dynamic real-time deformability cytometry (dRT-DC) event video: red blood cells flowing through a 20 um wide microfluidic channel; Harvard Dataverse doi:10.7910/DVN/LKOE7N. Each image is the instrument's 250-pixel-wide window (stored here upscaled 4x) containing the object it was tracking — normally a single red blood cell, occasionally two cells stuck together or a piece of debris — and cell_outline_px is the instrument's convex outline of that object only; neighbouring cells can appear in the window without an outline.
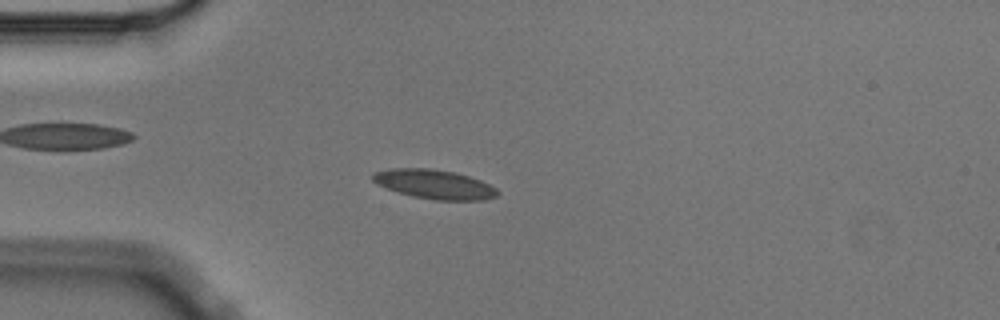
{"species": "Egyptian fruit bat (a non-hibernating species)", "species_latin": "Rousettus aegyptiacus", "temperature_condition": "cold", "stored_images_in_passage": 3, "camera_frame_rate_fps": 3000, "um_per_image_px": 0.085, "animal": {"sex": "male"}, "frame": {"image": 1, "passage_image": 3, "time_ms": 0.667, "image_size_px": [1000, 320], "cell_outline_px": [[500, 192], [496, 196], [484, 200], [436, 200], [412, 196], [384, 188], [376, 184], [372, 180], [372, 172], [388, 168], [432, 168], [456, 172], [480, 180], [496, 188]], "centroid_in_image_um": [36.88, 15.65], "position_along_channel_um": 48.1, "area_um2": 21.5}}